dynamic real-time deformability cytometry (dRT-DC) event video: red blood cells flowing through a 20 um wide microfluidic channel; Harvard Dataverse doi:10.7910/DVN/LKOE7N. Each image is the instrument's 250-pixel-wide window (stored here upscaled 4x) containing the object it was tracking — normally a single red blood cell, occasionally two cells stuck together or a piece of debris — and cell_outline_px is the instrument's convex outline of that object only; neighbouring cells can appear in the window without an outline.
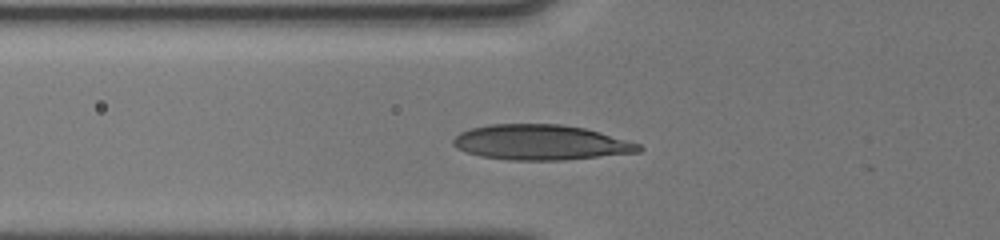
{"species": "human", "species_latin": "Homo sapiens", "temperature_condition": "cold", "stored_images_in_passage": 10, "camera_frame_rate_fps": 3000, "um_per_image_px": 0.085, "donor": {"sex": "male"}, "frame": {"image": 1, "passage_image": 4, "time_ms": 0.333, "image_size_px": [1000, 240], "cell_outline_px": [[644, 148], [640, 152], [564, 160], [508, 160], [480, 156], [456, 148], [452, 144], [452, 140], [460, 132], [468, 128], [488, 124], [560, 124], [584, 128], [600, 132], [640, 144]], "centroid_in_image_um": [45.94, 12.1], "position_along_channel_um": 79.9, "area_um2": 38.21}}